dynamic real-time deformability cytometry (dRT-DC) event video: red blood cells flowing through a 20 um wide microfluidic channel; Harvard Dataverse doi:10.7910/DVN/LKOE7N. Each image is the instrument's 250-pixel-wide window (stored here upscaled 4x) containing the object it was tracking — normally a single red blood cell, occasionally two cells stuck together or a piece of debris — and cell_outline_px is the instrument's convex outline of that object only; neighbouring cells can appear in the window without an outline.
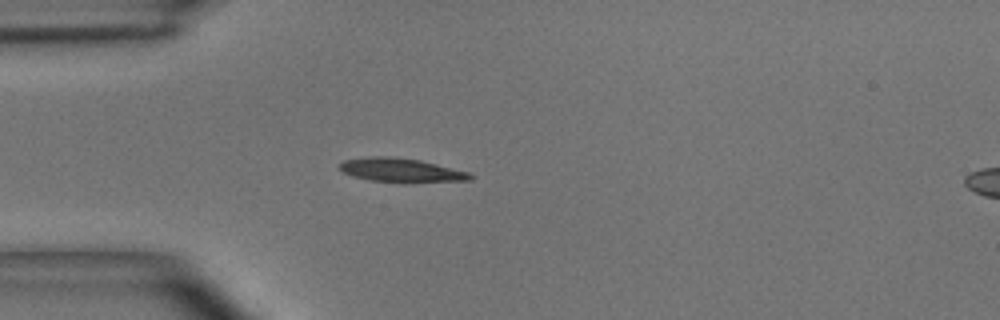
{"species": "common noctule bat (a hibernating species)", "species_latin": "Nyctalus noctula", "temperature_condition": "room temperature", "stored_images_in_passage": 2, "camera_frame_rate_fps": 3000, "um_per_image_px": 0.085, "animal": {"sex": "male", "body_mass_g": 15.6}, "frame": {"image": 1, "passage_image": 1, "time_ms": 0.0, "image_size_px": [1000, 320], "cell_outline_px": [[476, 176], [472, 180], [368, 180], [352, 176], [344, 172], [340, 168], [340, 164], [344, 160], [368, 156], [384, 156], [420, 160], [468, 172]], "centroid_in_image_um": [34.04, 14.42], "position_along_channel_um": 51.0, "area_um2": 17.11}}